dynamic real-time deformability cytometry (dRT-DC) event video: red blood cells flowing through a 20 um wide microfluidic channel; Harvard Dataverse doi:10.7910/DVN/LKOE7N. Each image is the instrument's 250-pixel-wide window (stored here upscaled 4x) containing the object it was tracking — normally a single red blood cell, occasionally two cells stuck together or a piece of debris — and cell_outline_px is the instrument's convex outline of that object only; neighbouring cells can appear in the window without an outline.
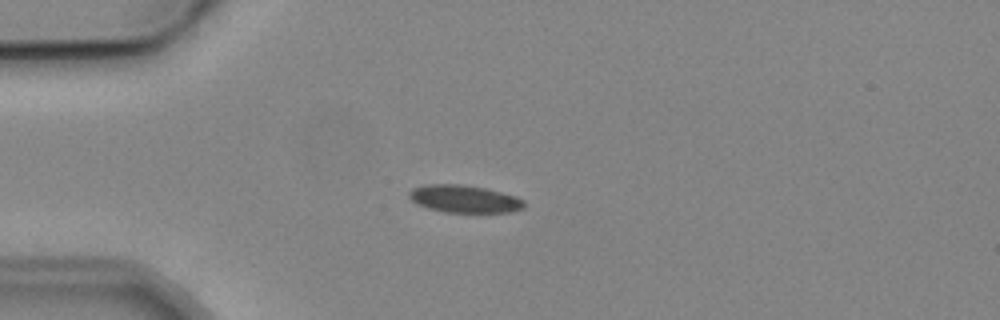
{"species": "common noctule bat (a hibernating species)", "species_latin": "Nyctalus noctula", "temperature_condition": "cold", "stored_images_in_passage": 6, "camera_frame_rate_fps": 3000, "um_per_image_px": 0.085, "animal": {"sex": "male", "body_mass_g": 19.2, "forearm_length_mm": 51.8}, "frame": {"image": 1, "passage_image": 4, "time_ms": 3.667, "image_size_px": [1000, 320], "cell_outline_px": [[524, 208], [512, 212], [444, 212], [428, 208], [416, 204], [408, 196], [408, 192], [412, 188], [424, 184], [464, 184], [484, 188], [516, 196], [524, 200]], "centroid_in_image_um": [39.44, 16.9], "position_along_channel_um": 45.6, "area_um2": 18.55}}